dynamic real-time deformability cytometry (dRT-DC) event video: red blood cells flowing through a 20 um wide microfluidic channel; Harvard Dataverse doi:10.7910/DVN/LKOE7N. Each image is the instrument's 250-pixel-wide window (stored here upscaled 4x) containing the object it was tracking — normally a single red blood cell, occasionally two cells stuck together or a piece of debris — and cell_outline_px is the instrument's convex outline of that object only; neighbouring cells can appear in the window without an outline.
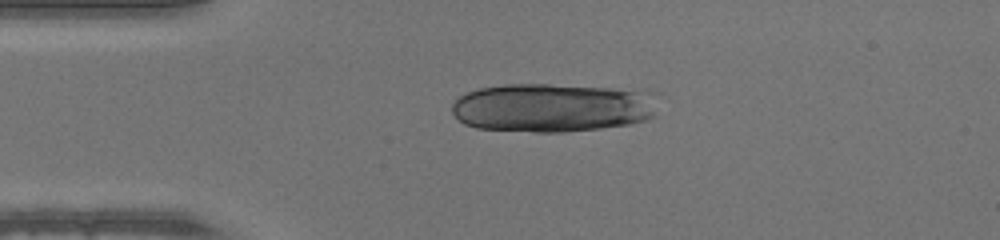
{"species": "human", "species_latin": "Homo sapiens", "temperature_condition": "warm", "stored_images_in_passage": 38, "camera_frame_rate_fps": 3000, "um_per_image_px": 0.085, "donor": {"sex": "male"}, "frame": {"image": 1, "passage_image": 1, "time_ms": 0.0, "image_size_px": [1000, 240], "cell_outline_px": [[652, 116], [648, 120], [628, 124], [600, 128], [564, 132], [536, 132], [476, 128], [464, 124], [452, 112], [452, 104], [460, 96], [468, 92], [480, 88], [504, 84], [548, 84], [644, 88], [652, 112]], "centroid_in_image_um": [46.89, 9.13], "position_along_channel_um": 38.1, "area_um2": 58.49}}